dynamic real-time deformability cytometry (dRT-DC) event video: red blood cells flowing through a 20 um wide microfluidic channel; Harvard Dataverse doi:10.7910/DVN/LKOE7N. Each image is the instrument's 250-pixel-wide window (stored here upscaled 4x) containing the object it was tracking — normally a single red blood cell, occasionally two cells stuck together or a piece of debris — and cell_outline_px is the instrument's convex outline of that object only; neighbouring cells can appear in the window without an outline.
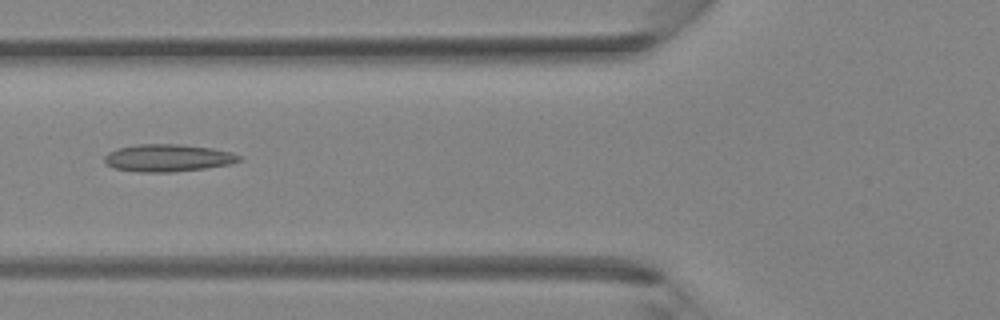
{"species": "Egyptian fruit bat (a non-hibernating species)", "species_latin": "Rousettus aegyptiacus", "temperature_condition": "room temperature", "stored_images_in_passage": 41, "camera_frame_rate_fps": 3000, "um_per_image_px": 0.085, "animal": {"sex": "female"}, "frame": {"image": 1, "passage_image": 16, "time_ms": 5.0, "image_size_px": [1000, 320], "cell_outline_px": [[244, 160], [232, 164], [204, 168], [172, 172], [140, 172], [112, 168], [104, 160], [104, 156], [108, 152], [116, 148], [140, 144], [180, 144], [212, 148], [232, 152], [240, 156]], "centroid_in_image_um": [14.29, 13.42], "position_along_channel_um": 111.5, "area_um2": 21.62}}
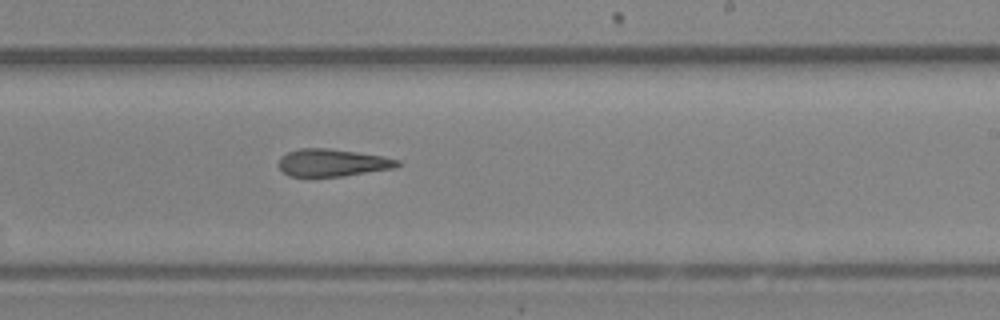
{"frame": {"image": 2, "passage_image": 25, "time_ms": 8.0, "image_size_px": [1000, 320], "cell_outline_px": [[400, 164], [396, 168], [344, 176], [288, 176], [280, 168], [280, 156], [288, 152], [300, 148], [328, 148], [356, 152], [380, 156], [400, 160]], "centroid_in_image_um": [28.27, 13.83], "position_along_channel_um": 260.7, "area_um2": 18.84}}
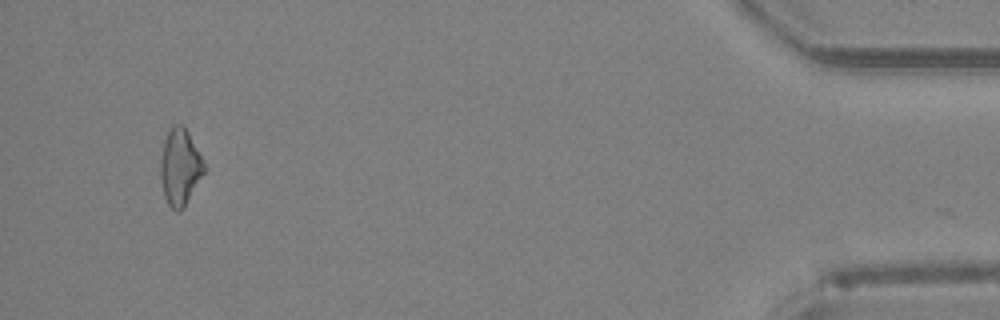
{"frame": {"image": 3, "passage_image": 39, "time_ms": 12.667, "image_size_px": [1000, 320], "cell_outline_px": [[208, 168], [184, 208], [180, 212], [176, 212], [168, 204], [164, 196], [160, 180], [160, 160], [164, 140], [168, 128], [172, 124], [180, 124], [188, 132], [204, 160]], "centroid_in_image_um": [15.31, 14.22], "position_along_channel_um": 419.9, "area_um2": 20.0}}